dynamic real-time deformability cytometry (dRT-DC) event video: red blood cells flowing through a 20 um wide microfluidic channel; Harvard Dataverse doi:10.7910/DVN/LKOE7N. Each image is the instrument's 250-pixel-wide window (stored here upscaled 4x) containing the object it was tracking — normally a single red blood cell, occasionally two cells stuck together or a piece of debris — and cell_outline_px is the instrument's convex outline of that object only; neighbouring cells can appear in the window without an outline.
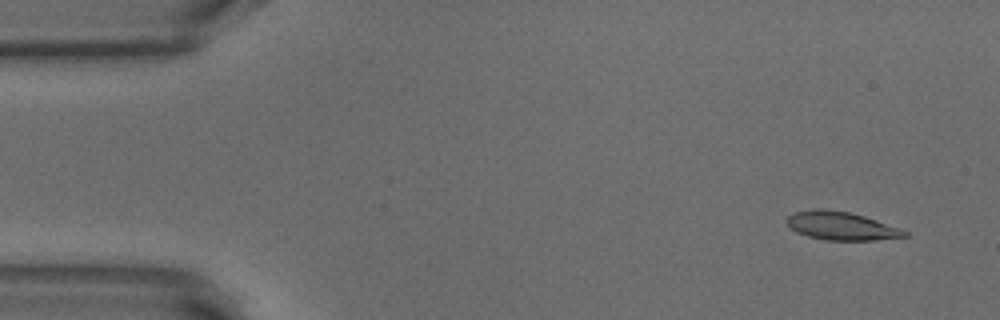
{"species": "common noctule bat (a hibernating species)", "species_latin": "Nyctalus noctula", "temperature_condition": "warm", "stored_images_in_passage": 49, "camera_frame_rate_fps": 3000, "um_per_image_px": 0.085, "animal": {"sex": "male", "body_mass_g": 18.8}, "frame": {"image": 1, "passage_image": 1, "time_ms": 0.0, "image_size_px": [1000, 320], "cell_outline_px": [[908, 236], [872, 240], [824, 240], [808, 236], [796, 232], [784, 220], [792, 212], [812, 208], [824, 208], [848, 212], [864, 216], [900, 228], [908, 232]], "centroid_in_image_um": [71.45, 19.18], "position_along_channel_um": 13.5, "area_um2": 19.48}}
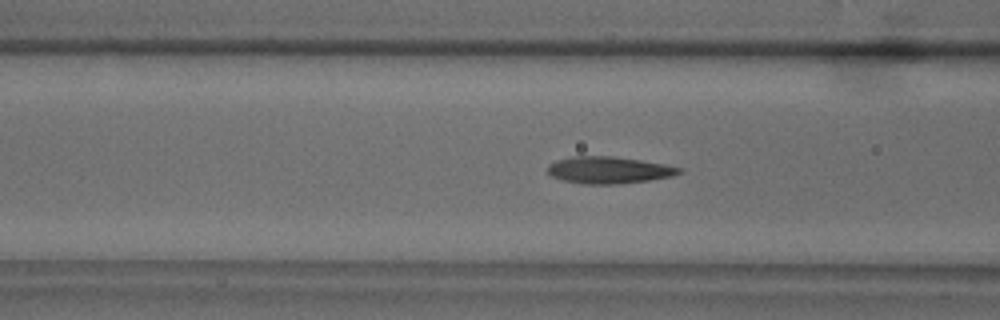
{"frame": {"image": 2, "passage_image": 17, "time_ms": 5.333, "image_size_px": [1000, 320], "cell_outline_px": [[684, 172], [672, 176], [648, 180], [616, 184], [584, 184], [564, 180], [552, 176], [548, 172], [548, 164], [556, 160], [572, 156], [612, 156], [640, 160], [664, 164], [684, 168]], "centroid_in_image_um": [51.77, 14.45], "position_along_channel_um": 114.8, "area_um2": 20.58}}
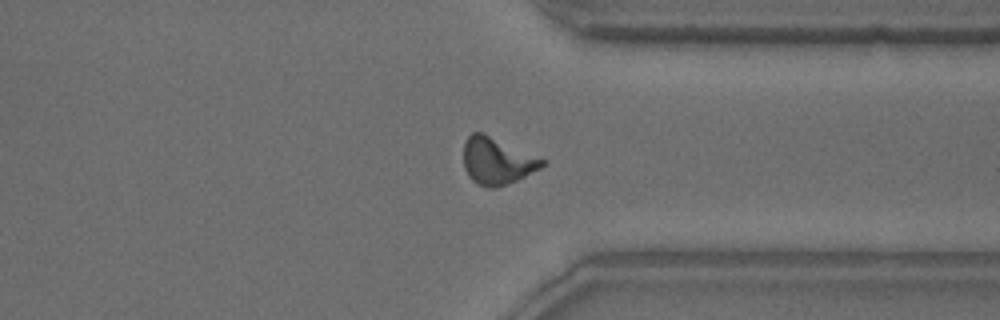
{"frame": {"image": 3, "passage_image": 37, "time_ms": 12.0, "image_size_px": [1000, 320], "cell_outline_px": [[548, 160], [540, 168], [516, 180], [496, 188], [488, 188], [472, 180], [468, 176], [464, 168], [464, 140], [472, 132], [484, 132]], "centroid_in_image_um": [42.25, 13.65], "position_along_channel_um": 369.2, "area_um2": 21.68}, "authors_computed_cell_mechanics": {"area_um2": 20.3456, "velocity_mm_per_s": 3.8389, "shape_relaxation_time_tau1_ms": 5.7624, "shape_relaxation_time_tau2_ms": 1.3534, "deformation_change_tau1": 0.2259, "deformation_change_tau2": 0.0974}}